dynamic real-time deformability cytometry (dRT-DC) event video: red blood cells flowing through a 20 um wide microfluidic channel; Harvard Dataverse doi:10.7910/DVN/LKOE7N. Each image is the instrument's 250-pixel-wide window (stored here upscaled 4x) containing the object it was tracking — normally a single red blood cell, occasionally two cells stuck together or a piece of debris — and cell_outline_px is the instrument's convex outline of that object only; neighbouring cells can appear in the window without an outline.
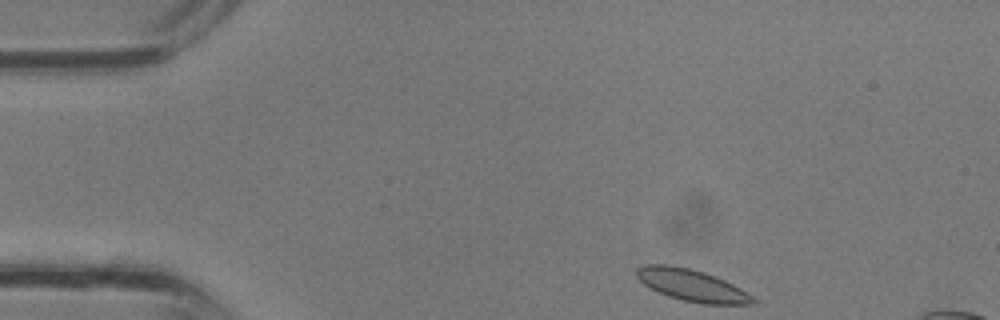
{"species": "common noctule bat (a hibernating species)", "species_latin": "Nyctalus noctula", "temperature_condition": "room temperature", "stored_images_in_passage": 7, "camera_frame_rate_fps": 3000, "um_per_image_px": 0.085, "animal": {"sex": "male", "body_mass_g": 13.3}, "frame": {"image": 1, "passage_image": 1, "time_ms": 0.0, "image_size_px": [1000, 320], "cell_outline_px": [[756, 304], [704, 304], [684, 300], [668, 296], [644, 284], [636, 276], [636, 268], [644, 264], [668, 264], [688, 268], [704, 272], [724, 280], [740, 288], [752, 296], [756, 300]], "centroid_in_image_um": [58.8, 24.24], "position_along_channel_um": 26.2, "area_um2": 21.33}}